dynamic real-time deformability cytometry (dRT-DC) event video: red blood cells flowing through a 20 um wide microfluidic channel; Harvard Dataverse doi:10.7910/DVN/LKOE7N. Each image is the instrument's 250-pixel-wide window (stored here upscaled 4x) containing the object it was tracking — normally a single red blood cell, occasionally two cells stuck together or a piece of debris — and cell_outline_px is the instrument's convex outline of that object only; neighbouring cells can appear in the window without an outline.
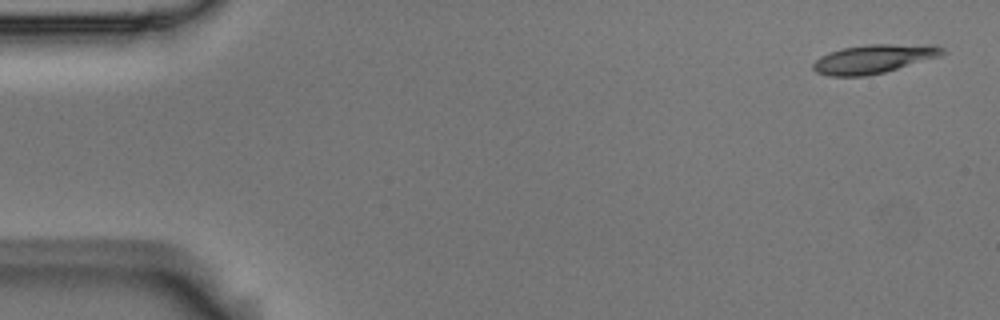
{"species": "Egyptian fruit bat (a non-hibernating species)", "species_latin": "Rousettus aegyptiacus", "temperature_condition": "room temperature", "stored_images_in_passage": 5, "camera_frame_rate_fps": 3000, "um_per_image_px": 0.085, "animal": {"sex": "male"}, "frame": {"image": 1, "passage_image": 1, "time_ms": 0.0, "image_size_px": [1000, 320], "cell_outline_px": [[948, 52], [940, 56], [884, 72], [864, 76], [828, 76], [816, 72], [812, 68], [812, 64], [820, 56], [828, 52], [844, 48], [868, 44], [936, 44], [944, 48]], "centroid_in_image_um": [74.29, 4.99], "position_along_channel_um": 10.7, "area_um2": 21.85}}
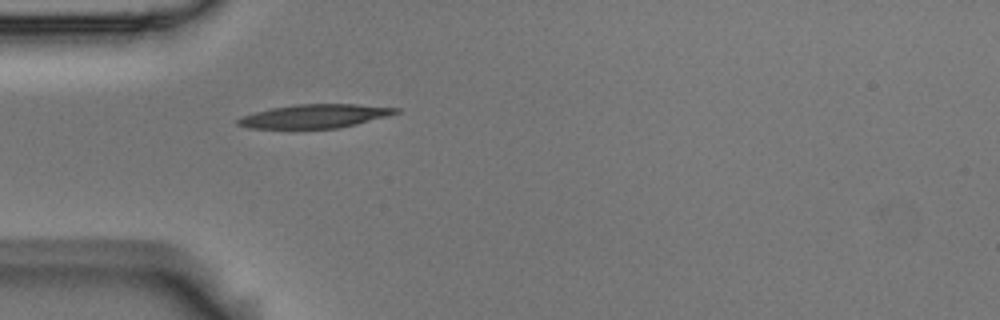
{"frame": {"image": 2, "passage_image": 5, "time_ms": 1.333, "image_size_px": [1000, 320], "cell_outline_px": [[400, 112], [388, 116], [340, 128], [248, 128], [236, 124], [236, 120], [244, 116], [256, 112], [272, 108], [296, 104], [356, 104], [400, 108]], "centroid_in_image_um": [26.79, 9.87], "position_along_channel_um": 58.2, "area_um2": 21.62}}